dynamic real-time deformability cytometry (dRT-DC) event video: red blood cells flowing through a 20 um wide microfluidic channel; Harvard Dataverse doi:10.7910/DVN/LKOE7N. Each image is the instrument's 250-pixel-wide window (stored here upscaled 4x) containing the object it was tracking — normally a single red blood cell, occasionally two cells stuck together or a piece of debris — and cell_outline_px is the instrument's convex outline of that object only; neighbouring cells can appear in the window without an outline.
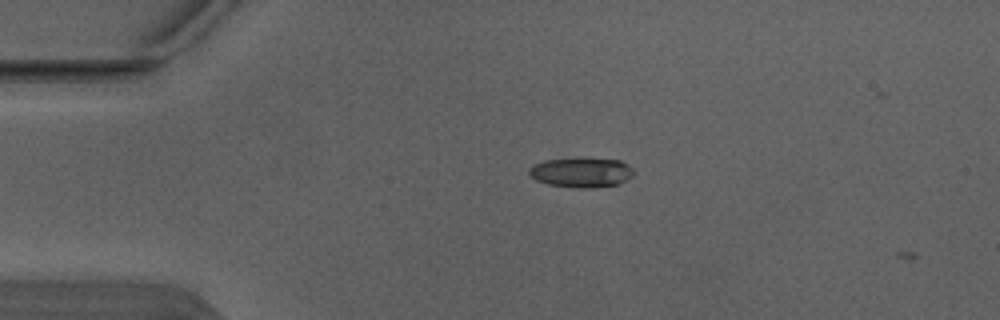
{"species": "Egyptian fruit bat (a non-hibernating species)", "species_latin": "Rousettus aegyptiacus", "temperature_condition": "warm", "stored_images_in_passage": 2, "camera_frame_rate_fps": 3000, "um_per_image_px": 0.085, "animal": {"sex": "male"}, "frame": {"image": 1, "passage_image": 1, "time_ms": 0.0, "image_size_px": [1000, 320], "cell_outline_px": [[636, 172], [628, 180], [616, 184], [584, 188], [576, 188], [548, 184], [536, 180], [528, 172], [528, 168], [532, 164], [544, 160], [620, 160], [628, 164]], "centroid_in_image_um": [49.41, 14.68], "position_along_channel_um": 35.6, "area_um2": 17.63}}